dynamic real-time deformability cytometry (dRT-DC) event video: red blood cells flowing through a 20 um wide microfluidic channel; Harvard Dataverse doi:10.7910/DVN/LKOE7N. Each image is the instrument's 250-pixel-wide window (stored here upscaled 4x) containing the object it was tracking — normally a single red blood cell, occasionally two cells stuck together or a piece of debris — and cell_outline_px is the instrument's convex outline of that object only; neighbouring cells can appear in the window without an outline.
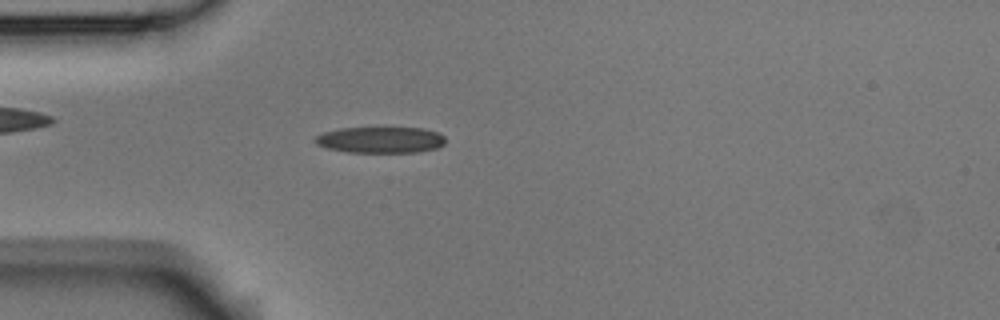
{"species": "Egyptian fruit bat (a non-hibernating species)", "species_latin": "Rousettus aegyptiacus", "temperature_condition": "room temperature", "stored_images_in_passage": 53, "camera_frame_rate_fps": 3000, "um_per_image_px": 0.085, "animal": {"sex": "male"}, "frame": {"image": 1, "passage_image": 15, "time_ms": 4.667, "image_size_px": [1000, 320], "cell_outline_px": [[444, 144], [436, 148], [416, 152], [348, 152], [328, 148], [316, 144], [312, 140], [316, 136], [324, 132], [340, 128], [424, 128], [436, 132], [444, 136]], "centroid_in_image_um": [32.32, 11.89], "position_along_channel_um": 52.7, "area_um2": 19.77}}
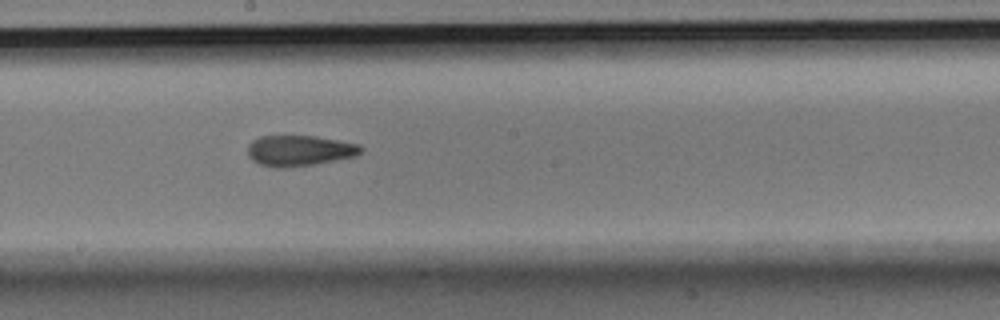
{"frame": {"image": 2, "passage_image": 29, "time_ms": 9.333, "image_size_px": [1000, 320], "cell_outline_px": [[364, 148], [356, 156], [316, 164], [284, 168], [276, 168], [260, 164], [252, 160], [248, 156], [248, 144], [252, 140], [260, 136], [316, 136], [360, 144]], "centroid_in_image_um": [25.45, 12.8], "position_along_channel_um": 222.8, "area_um2": 20.4}}
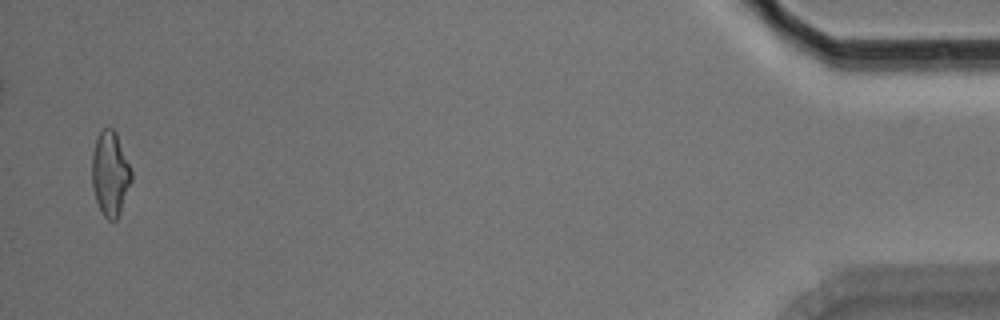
{"frame": {"image": 3, "passage_image": 52, "time_ms": 17.0, "image_size_px": [1000, 320], "cell_outline_px": [[132, 180], [120, 212], [116, 220], [108, 220], [104, 216], [96, 200], [92, 184], [92, 152], [96, 140], [100, 132], [104, 128], [112, 128], [116, 132], [132, 172]], "centroid_in_image_um": [9.37, 14.76], "position_along_channel_um": 425.8, "area_um2": 19.19}, "authors_computed_cell_mechanics": {"area_um2": 19.652, "velocity_mm_per_s": 3.7895, "shape_relaxation_time_tau1_ms": 4.7059, "shape_relaxation_time_tau2_ms": 2.2588, "deformation_change_tau1": 0.1574, "deformation_change_tau2": 0.1073}}